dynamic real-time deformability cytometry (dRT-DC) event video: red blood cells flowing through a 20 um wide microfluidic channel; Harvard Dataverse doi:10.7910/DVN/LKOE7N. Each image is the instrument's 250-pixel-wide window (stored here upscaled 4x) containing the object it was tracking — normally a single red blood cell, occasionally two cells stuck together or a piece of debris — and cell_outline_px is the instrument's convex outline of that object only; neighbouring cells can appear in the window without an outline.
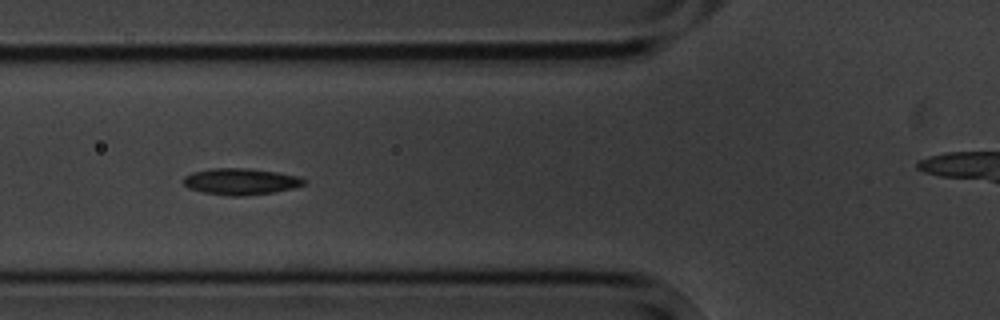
{"species": "common noctule bat (a hibernating species)", "species_latin": "Nyctalus noctula", "temperature_condition": "cold", "stored_images_in_passage": 9, "segment_of_instrument_passage": [1, 2], "camera_frame_rate_fps": 3000, "um_per_image_px": 0.085, "animal": {"sex": "male", "body_mass_g": 20.1, "forearm_length_mm": 53.5}, "frame": {"image": 1, "passage_image": 6, "time_ms": 6.0, "image_size_px": [1000, 320], "cell_outline_px": [[308, 180], [304, 184], [292, 188], [272, 192], [244, 196], [228, 196], [204, 192], [188, 188], [180, 180], [184, 176], [192, 172], [212, 168], [248, 168], [276, 172], [296, 176]], "centroid_in_image_um": [20.4, 15.42], "position_along_channel_um": 105.4, "area_um2": 18.55}}
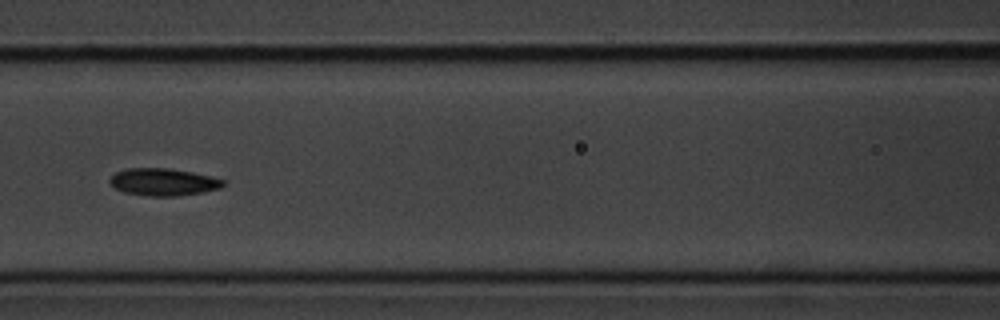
{"frame": {"image": 2, "passage_image": 7, "time_ms": 7.333, "image_size_px": [1000, 320], "cell_outline_px": [[224, 184], [220, 188], [200, 192], [176, 196], [148, 196], [124, 192], [116, 188], [108, 180], [116, 172], [128, 168], [168, 168], [192, 172], [212, 176], [224, 180]], "centroid_in_image_um": [13.88, 15.46], "position_along_channel_um": 152.7, "area_um2": 17.86}}
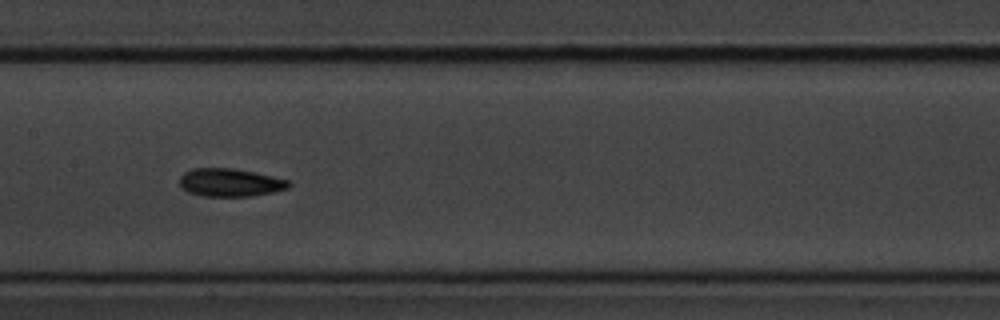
{"frame": {"image": 3, "passage_image": 8, "time_ms": 8.333, "image_size_px": [1000, 320], "cell_outline_px": [[292, 184], [288, 188], [272, 192], [252, 196], [200, 196], [188, 192], [180, 188], [180, 176], [184, 172], [192, 168], [232, 168], [272, 176], [288, 180]], "centroid_in_image_um": [19.52, 15.52], "position_along_channel_um": 187.9, "area_um2": 17.86}}